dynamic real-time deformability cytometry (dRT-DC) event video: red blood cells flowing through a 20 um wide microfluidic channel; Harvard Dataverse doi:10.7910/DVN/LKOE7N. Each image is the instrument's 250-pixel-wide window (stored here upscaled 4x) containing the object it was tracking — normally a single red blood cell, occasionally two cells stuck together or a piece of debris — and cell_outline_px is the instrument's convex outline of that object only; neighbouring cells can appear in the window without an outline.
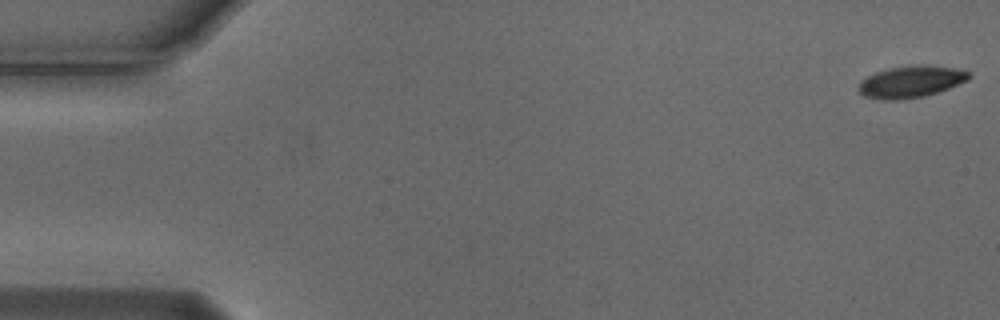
{"species": "Egyptian fruit bat (a non-hibernating species)", "species_latin": "Rousettus aegyptiacus", "temperature_condition": "cold", "stored_images_in_passage": 8, "camera_frame_rate_fps": 3000, "um_per_image_px": 0.085, "animal": {"sex": "male"}, "frame": {"image": 1, "passage_image": 1, "time_ms": 0.0, "image_size_px": [1000, 320], "cell_outline_px": [[972, 76], [968, 80], [948, 88], [924, 96], [892, 100], [884, 100], [864, 96], [856, 88], [868, 76], [876, 72], [888, 68], [916, 64], [928, 64], [956, 68], [972, 72]], "centroid_in_image_um": [77.47, 6.92], "position_along_channel_um": 7.5, "area_um2": 20.46}}
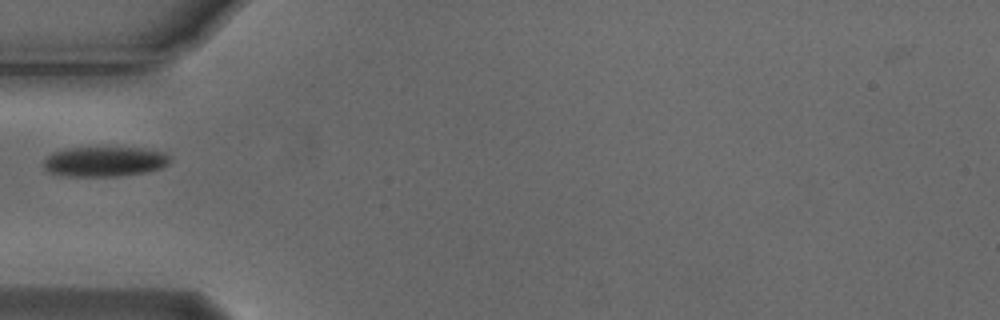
{"frame": {"image": 2, "passage_image": 5, "time_ms": 1.333, "image_size_px": [1000, 320], "cell_outline_px": [[172, 160], [168, 164], [160, 168], [144, 172], [116, 176], [68, 176], [48, 172], [44, 168], [44, 160], [52, 152], [64, 148], [144, 148], [164, 152]], "centroid_in_image_um": [8.88, 13.73], "position_along_channel_um": 76.1, "area_um2": 21.96}}
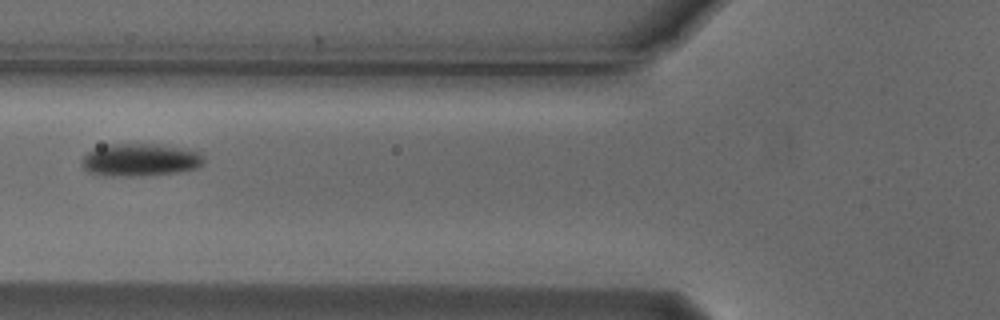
{"frame": {"image": 3, "passage_image": 6, "time_ms": 1.667, "image_size_px": [1000, 320], "cell_outline_px": [[204, 164], [196, 168], [176, 172], [136, 176], [112, 176], [88, 172], [80, 164], [84, 156], [92, 148], [108, 144], [160, 144], [200, 152], [204, 156]], "centroid_in_image_um": [11.9, 13.58], "position_along_channel_um": 113.9, "area_um2": 23.24}}